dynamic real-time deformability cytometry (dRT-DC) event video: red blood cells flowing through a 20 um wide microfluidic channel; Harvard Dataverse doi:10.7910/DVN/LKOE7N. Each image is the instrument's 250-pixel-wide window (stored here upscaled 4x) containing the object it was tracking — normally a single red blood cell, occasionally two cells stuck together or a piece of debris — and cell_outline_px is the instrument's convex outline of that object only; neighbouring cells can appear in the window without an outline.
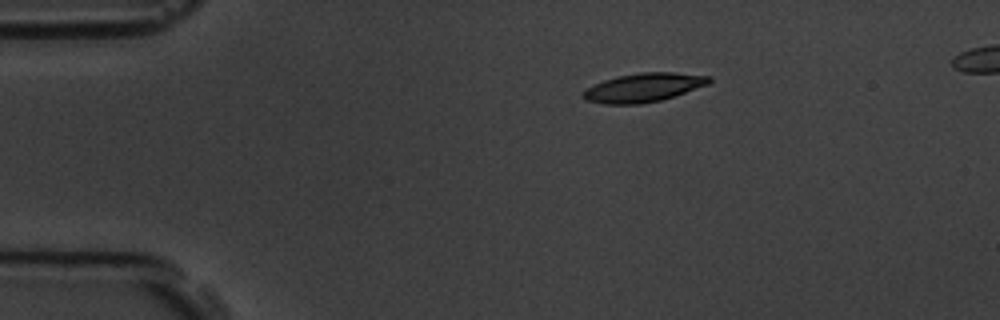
{"species": "common noctule bat (a hibernating species)", "species_latin": "Nyctalus noctula", "temperature_condition": "room temperature", "stored_images_in_passage": 3, "segment_of_instrument_passage": [1, 2], "camera_frame_rate_fps": 3000, "um_per_image_px": 0.085, "animal": {"sex": "male", "body_mass_g": 19.5, "forearm_length_mm": 54.6}, "frame": {"image": 1, "passage_image": 1, "time_ms": 0.0, "image_size_px": [1000, 320], "cell_outline_px": [[712, 80], [708, 84], [660, 100], [640, 104], [604, 104], [588, 100], [580, 96], [580, 92], [604, 80], [616, 76], [640, 72], [672, 72], [712, 76]], "centroid_in_image_um": [54.68, 7.43], "position_along_channel_um": 30.3, "area_um2": 20.98}}